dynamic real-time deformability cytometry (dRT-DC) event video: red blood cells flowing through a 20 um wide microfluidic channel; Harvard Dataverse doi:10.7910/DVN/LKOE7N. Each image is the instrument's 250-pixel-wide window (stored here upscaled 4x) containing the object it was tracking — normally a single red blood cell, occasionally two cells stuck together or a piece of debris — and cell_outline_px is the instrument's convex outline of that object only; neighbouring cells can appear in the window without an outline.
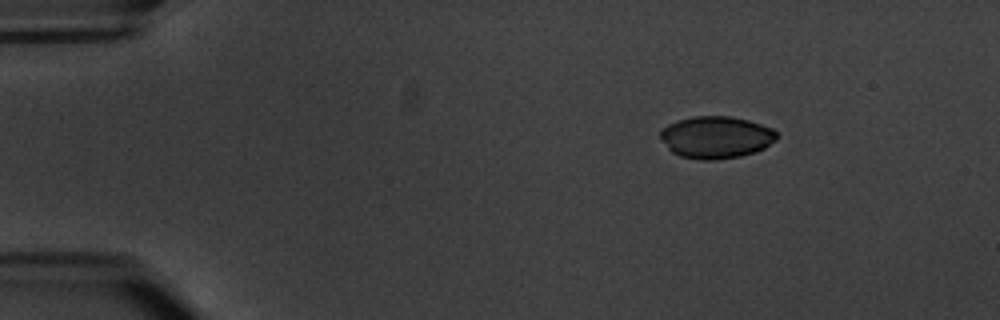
{"species": "common noctule bat (a hibernating species)", "species_latin": "Nyctalus noctula", "temperature_condition": "warm", "stored_images_in_passage": 6, "camera_frame_rate_fps": 3000, "um_per_image_px": 0.085, "animal": {"sex": "male", "body_mass_g": 20.1, "forearm_length_mm": 53.5}, "frame": {"image": 1, "passage_image": 1, "time_ms": 0.0, "image_size_px": [1000, 320], "cell_outline_px": [[776, 140], [764, 148], [756, 152], [740, 156], [712, 160], [700, 160], [680, 156], [672, 152], [668, 148], [660, 136], [660, 132], [668, 124], [676, 120], [692, 116], [732, 116], [748, 120], [772, 128], [776, 132]], "centroid_in_image_um": [60.86, 11.66], "position_along_channel_um": 24.1, "area_um2": 28.55}}
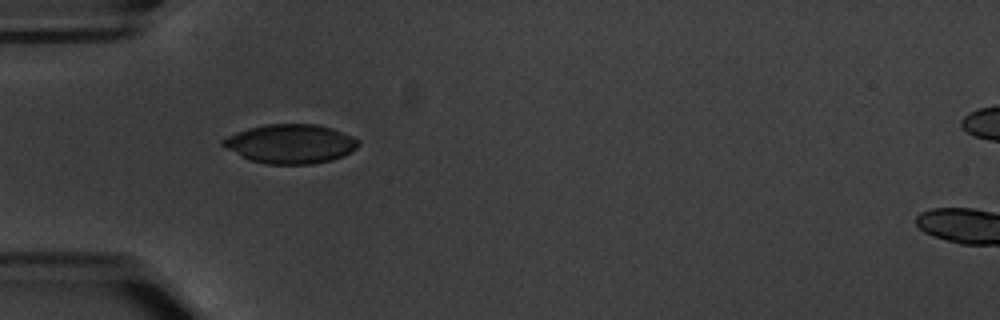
{"frame": {"image": 2, "passage_image": 4, "time_ms": 3.333, "image_size_px": [1000, 320], "cell_outline_px": [[360, 144], [352, 152], [344, 156], [332, 160], [312, 164], [268, 164], [252, 160], [224, 148], [220, 144], [220, 140], [236, 132], [248, 128], [264, 124], [316, 124], [332, 128], [352, 136], [360, 140]], "centroid_in_image_um": [24.71, 12.22], "position_along_channel_um": 60.3, "area_um2": 31.04}}